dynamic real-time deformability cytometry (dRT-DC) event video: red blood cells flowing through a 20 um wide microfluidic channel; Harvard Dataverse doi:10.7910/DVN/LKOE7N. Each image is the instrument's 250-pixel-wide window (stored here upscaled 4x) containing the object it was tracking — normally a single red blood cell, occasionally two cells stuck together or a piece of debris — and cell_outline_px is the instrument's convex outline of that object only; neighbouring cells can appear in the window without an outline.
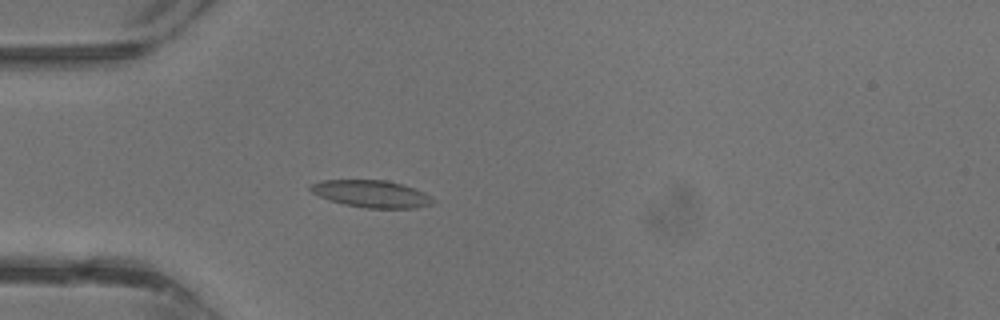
{"species": "common noctule bat (a hibernating species)", "species_latin": "Nyctalus noctula", "temperature_condition": "warm", "stored_images_in_passage": 36, "camera_frame_rate_fps": 3000, "um_per_image_px": 0.085, "animal": {"sex": "male", "body_mass_g": 13.3}, "frame": {"image": 1, "passage_image": 8, "time_ms": 2.333, "image_size_px": [1000, 320], "cell_outline_px": [[436, 200], [432, 204], [416, 208], [364, 208], [344, 204], [328, 200], [312, 192], [308, 188], [312, 184], [320, 180], [384, 180], [404, 184], [424, 192], [432, 196]], "centroid_in_image_um": [31.6, 16.48], "position_along_channel_um": 53.4, "area_um2": 19.54}}
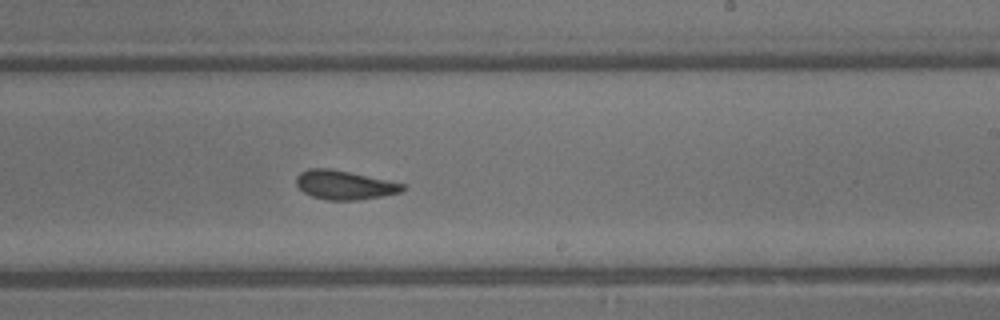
{"frame": {"image": 2, "passage_image": 20, "time_ms": 6.333, "image_size_px": [1000, 320], "cell_outline_px": [[408, 188], [400, 192], [380, 196], [356, 200], [328, 200], [312, 196], [304, 192], [296, 184], [296, 176], [300, 172], [308, 168], [332, 168], [352, 172], [404, 184]], "centroid_in_image_um": [29.26, 15.7], "position_along_channel_um": 259.7, "area_um2": 17.98}}
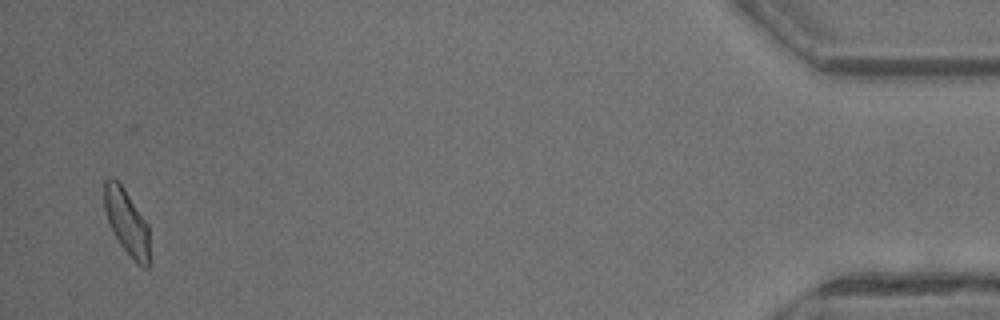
{"frame": {"image": 3, "passage_image": 34, "time_ms": 11.0, "image_size_px": [1000, 320], "cell_outline_px": [[152, 268], [144, 268], [120, 244], [108, 220], [104, 208], [104, 180], [108, 176], [112, 176], [124, 188], [148, 224], [152, 264]], "centroid_in_image_um": [10.82, 18.89], "position_along_channel_um": 424.4, "area_um2": 17.4}}